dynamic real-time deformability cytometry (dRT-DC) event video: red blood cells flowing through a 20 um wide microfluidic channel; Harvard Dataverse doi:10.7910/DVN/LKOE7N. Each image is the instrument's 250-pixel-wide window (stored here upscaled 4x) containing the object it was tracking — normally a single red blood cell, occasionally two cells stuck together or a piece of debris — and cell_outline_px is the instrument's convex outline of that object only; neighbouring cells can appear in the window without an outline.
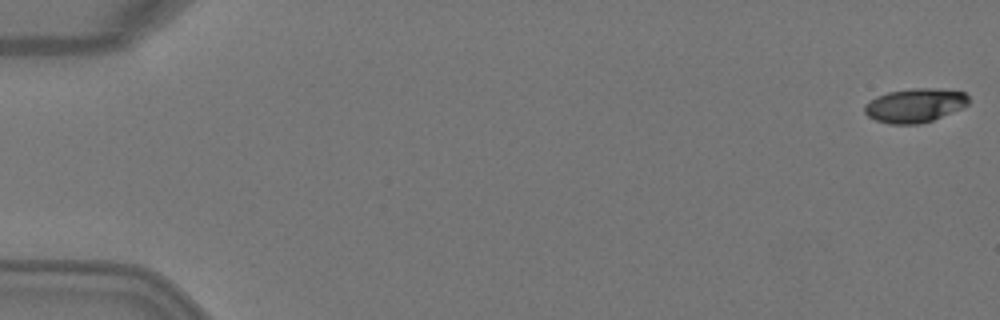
{"species": "Egyptian fruit bat (a non-hibernating species)", "species_latin": "Rousettus aegyptiacus", "temperature_condition": "warm", "stored_images_in_passage": 4, "camera_frame_rate_fps": 3000, "um_per_image_px": 0.085, "animal": {"sex": "female"}, "frame": {"image": 1, "passage_image": 1, "time_ms": 0.0, "image_size_px": [1000, 320], "cell_outline_px": [[968, 104], [964, 108], [932, 120], [920, 124], [888, 124], [876, 120], [868, 116], [864, 112], [864, 104], [876, 96], [888, 92], [912, 88], [940, 88], [964, 92], [968, 96]], "centroid_in_image_um": [77.77, 8.95], "position_along_channel_um": 7.2, "area_um2": 20.81}}